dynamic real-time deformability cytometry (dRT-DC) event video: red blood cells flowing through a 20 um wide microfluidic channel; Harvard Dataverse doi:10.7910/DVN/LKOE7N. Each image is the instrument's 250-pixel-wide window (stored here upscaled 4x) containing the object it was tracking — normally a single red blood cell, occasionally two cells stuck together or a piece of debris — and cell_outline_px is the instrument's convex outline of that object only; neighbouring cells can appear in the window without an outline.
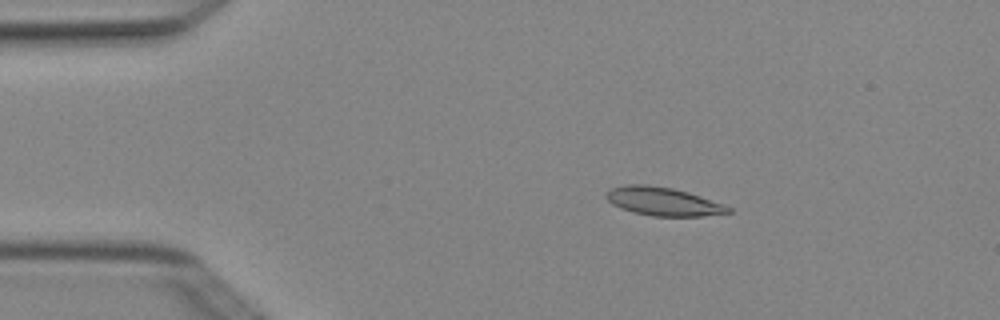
{"species": "Egyptian fruit bat (a non-hibernating species)", "species_latin": "Rousettus aegyptiacus", "temperature_condition": "cold", "stored_images_in_passage": 3, "camera_frame_rate_fps": 3000, "um_per_image_px": 0.085, "animal": {"sex": "female"}, "frame": {"image": 1, "passage_image": 1, "time_ms": 0.0, "image_size_px": [1000, 320], "cell_outline_px": [[732, 212], [700, 216], [652, 216], [632, 212], [620, 208], [612, 204], [604, 196], [604, 192], [612, 188], [624, 184], [648, 184], [672, 188], [688, 192], [724, 204], [732, 208]], "centroid_in_image_um": [56.32, 17.11], "position_along_channel_um": 28.7, "area_um2": 20.35}}
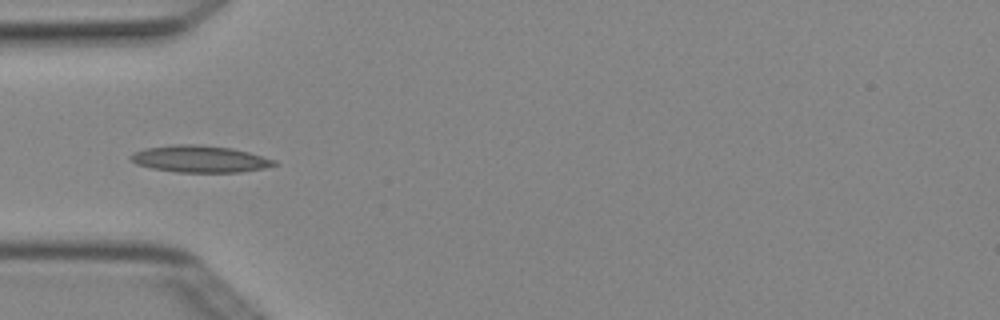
{"frame": {"image": 2, "passage_image": 3, "time_ms": 0.667, "image_size_px": [1000, 320], "cell_outline_px": [[280, 164], [264, 168], [240, 172], [176, 172], [152, 168], [136, 164], [128, 160], [128, 156], [132, 152], [144, 148], [172, 144], [200, 144], [232, 148], [248, 152], [276, 160]], "centroid_in_image_um": [16.94, 13.5], "position_along_channel_um": 68.1, "area_um2": 22.77}}